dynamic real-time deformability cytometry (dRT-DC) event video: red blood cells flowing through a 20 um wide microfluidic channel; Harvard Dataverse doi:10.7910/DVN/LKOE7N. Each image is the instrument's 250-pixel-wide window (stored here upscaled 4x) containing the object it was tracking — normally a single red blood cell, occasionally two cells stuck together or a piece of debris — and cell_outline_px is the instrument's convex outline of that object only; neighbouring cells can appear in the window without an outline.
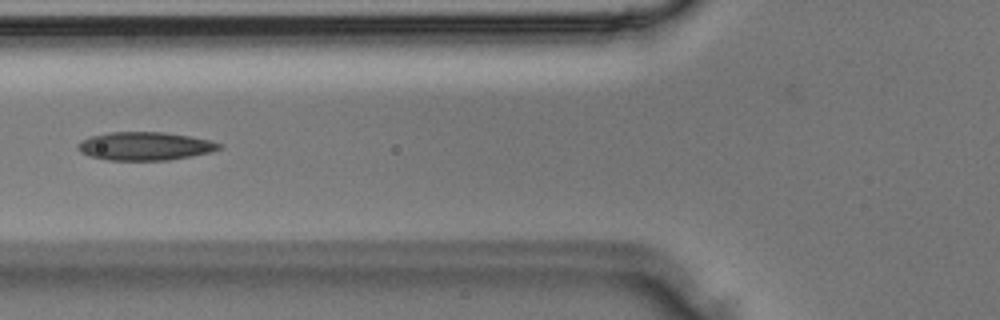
{"species": "Egyptian fruit bat (a non-hibernating species)", "species_latin": "Rousettus aegyptiacus", "temperature_condition": "room temperature", "stored_images_in_passage": 29, "camera_frame_rate_fps": 3000, "um_per_image_px": 0.085, "animal": {"sex": "male"}, "frame": {"image": 1, "passage_image": 6, "time_ms": 1.667, "image_size_px": [1000, 320], "cell_outline_px": [[224, 148], [212, 152], [168, 160], [108, 160], [92, 156], [80, 152], [76, 148], [76, 144], [80, 140], [92, 136], [108, 132], [164, 132], [192, 136], [224, 144]], "centroid_in_image_um": [12.35, 12.41], "position_along_channel_um": 113.5, "area_um2": 23.47}}
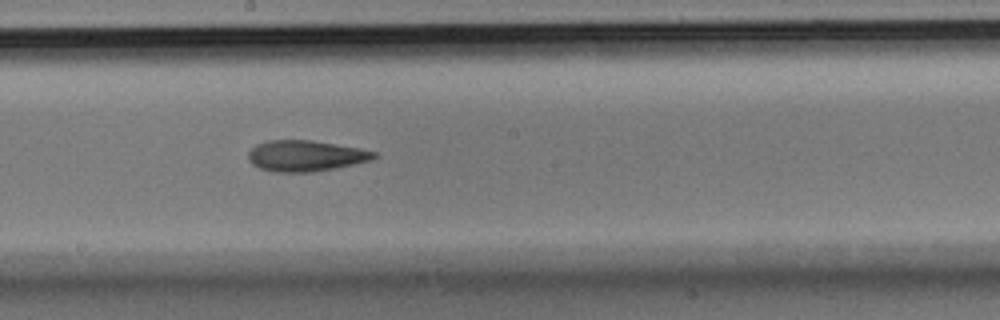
{"frame": {"image": 2, "passage_image": 12, "time_ms": 3.667, "image_size_px": [1000, 320], "cell_outline_px": [[380, 156], [368, 160], [336, 168], [312, 172], [276, 172], [260, 168], [252, 164], [248, 160], [248, 152], [256, 144], [268, 140], [312, 140], [360, 148], [376, 152]], "centroid_in_image_um": [25.96, 13.24], "position_along_channel_um": 222.2, "area_um2": 22.66}}
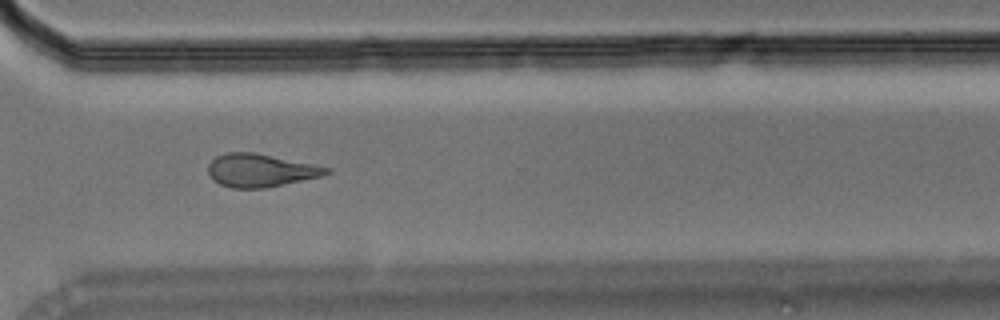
{"frame": {"image": 3, "passage_image": 19, "time_ms": 6.0, "image_size_px": [1000, 320], "cell_outline_px": [[332, 172], [320, 176], [284, 184], [264, 188], [232, 188], [220, 184], [212, 180], [208, 176], [208, 164], [216, 156], [228, 152], [256, 152], [332, 168]], "centroid_in_image_um": [22.11, 14.47], "position_along_channel_um": 348.5, "area_um2": 22.83}}